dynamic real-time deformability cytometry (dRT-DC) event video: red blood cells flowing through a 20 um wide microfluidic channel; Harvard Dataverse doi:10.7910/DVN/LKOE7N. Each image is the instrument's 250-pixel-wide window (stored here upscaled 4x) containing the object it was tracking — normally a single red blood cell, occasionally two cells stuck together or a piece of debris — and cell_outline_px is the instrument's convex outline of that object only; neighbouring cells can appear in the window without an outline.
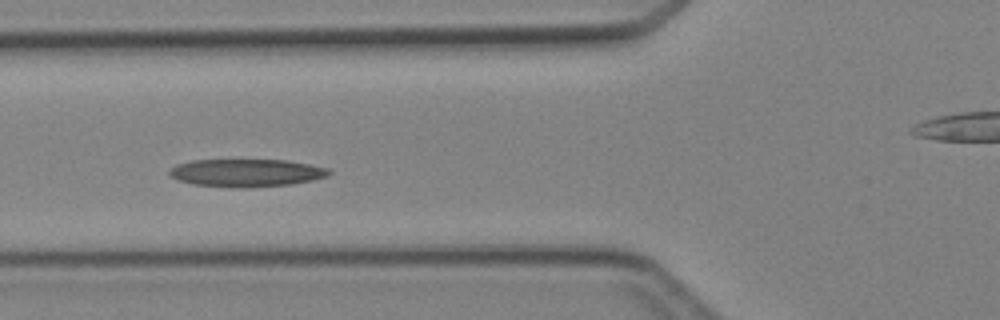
{"species": "Egyptian fruit bat (a non-hibernating species)", "species_latin": "Rousettus aegyptiacus", "temperature_condition": "cold", "stored_images_in_passage": 3, "camera_frame_rate_fps": 3000, "um_per_image_px": 0.085, "animal": {"sex": "female"}, "frame": {"image": 1, "passage_image": 3, "time_ms": 2.333, "image_size_px": [1000, 320], "cell_outline_px": [[332, 172], [328, 176], [312, 180], [292, 184], [244, 188], [192, 184], [180, 180], [172, 176], [168, 172], [176, 164], [192, 160], [288, 160], [328, 168]], "centroid_in_image_um": [20.97, 14.69], "position_along_channel_um": 104.8, "area_um2": 25.66}}